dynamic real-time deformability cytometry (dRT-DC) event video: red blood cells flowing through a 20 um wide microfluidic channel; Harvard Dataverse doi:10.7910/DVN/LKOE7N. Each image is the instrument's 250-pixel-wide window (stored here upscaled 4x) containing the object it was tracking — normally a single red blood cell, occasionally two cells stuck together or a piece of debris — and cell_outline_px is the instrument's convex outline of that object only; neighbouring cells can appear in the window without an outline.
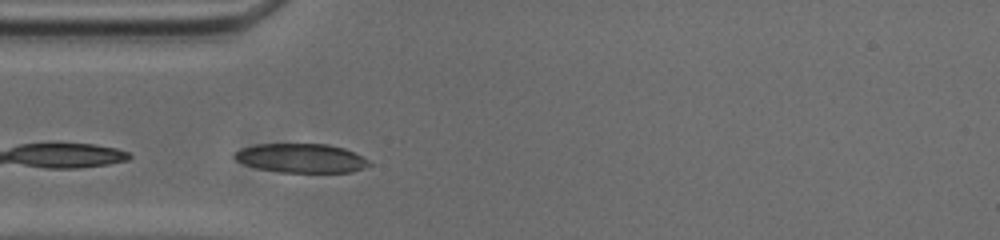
{"species": "common noctule bat (a hibernating species)", "species_latin": "Nyctalus noctula", "temperature_condition": "cold", "stored_images_in_passage": 16, "camera_frame_rate_fps": 3000, "um_per_image_px": 0.085, "animal": {"sex": "male", "body_mass_g": 20.0, "forearm_length_mm": 53.3}, "frame": {"image": 1, "passage_image": 1, "time_ms": 0.0, "image_size_px": [1000, 240], "cell_outline_px": [[372, 164], [364, 168], [352, 172], [280, 172], [260, 168], [244, 164], [236, 160], [232, 156], [236, 152], [244, 148], [256, 144], [328, 144], [344, 148], [368, 160]], "centroid_in_image_um": [25.61, 13.44], "position_along_channel_um": 59.4, "area_um2": 22.54}}
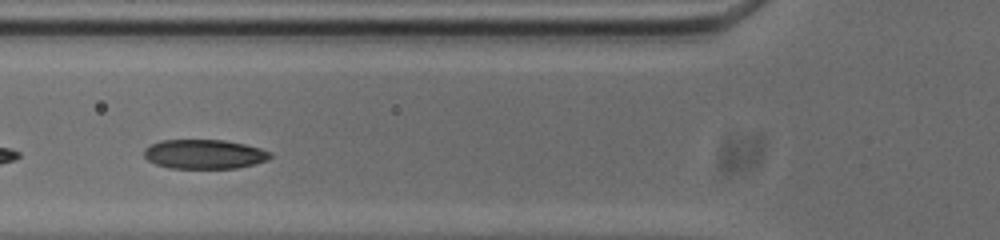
{"frame": {"image": 2, "passage_image": 5, "time_ms": 1.333, "image_size_px": [1000, 240], "cell_outline_px": [[272, 156], [268, 160], [236, 168], [168, 168], [156, 164], [148, 160], [144, 156], [144, 148], [160, 140], [224, 140], [244, 144], [260, 148], [272, 152]], "centroid_in_image_um": [17.36, 13.1], "position_along_channel_um": 108.4, "area_um2": 21.56}}